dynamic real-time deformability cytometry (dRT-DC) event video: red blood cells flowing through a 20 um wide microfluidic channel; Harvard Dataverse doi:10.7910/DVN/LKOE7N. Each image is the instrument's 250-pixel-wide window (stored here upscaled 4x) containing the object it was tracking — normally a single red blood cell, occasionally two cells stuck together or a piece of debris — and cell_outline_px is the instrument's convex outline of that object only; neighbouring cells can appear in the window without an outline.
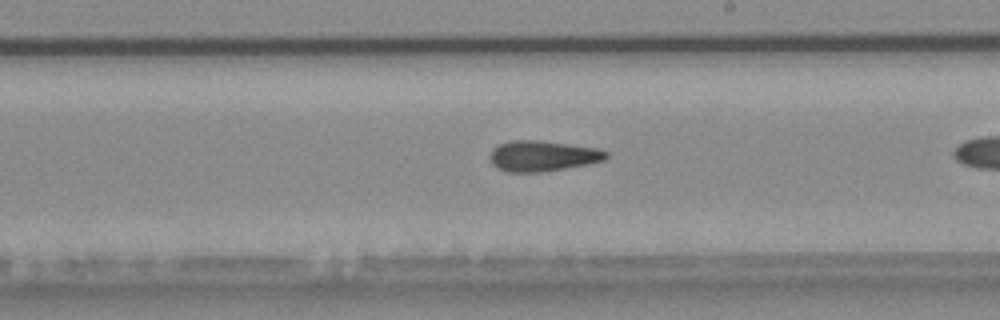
{"species": "common noctule bat (a hibernating species)", "species_latin": "Nyctalus noctula", "temperature_condition": "warm", "stored_images_in_passage": 35, "camera_frame_rate_fps": 3000, "um_per_image_px": 0.085, "animal": {"sex": "male", "body_mass_g": 20.4}, "frame": {"image": 1, "passage_image": 25, "time_ms": 8.0, "image_size_px": [1000, 320], "cell_outline_px": [[608, 156], [604, 160], [588, 164], [540, 172], [508, 172], [496, 168], [492, 164], [488, 156], [492, 148], [500, 144], [512, 140], [536, 140], [600, 148], [608, 152]], "centroid_in_image_um": [46.1, 13.25], "position_along_channel_um": 242.9, "area_um2": 20.81}, "authors_computed_cell_mechanics": {"area_um2": 20.808, "velocity_mm_per_s": 3.9256, "shape_relaxation_time_tau1_ms": null, "shape_relaxation_time_tau2_ms": 6.0858, "deformation_change_tau1": null, "deformation_change_tau2": 0.1803}}